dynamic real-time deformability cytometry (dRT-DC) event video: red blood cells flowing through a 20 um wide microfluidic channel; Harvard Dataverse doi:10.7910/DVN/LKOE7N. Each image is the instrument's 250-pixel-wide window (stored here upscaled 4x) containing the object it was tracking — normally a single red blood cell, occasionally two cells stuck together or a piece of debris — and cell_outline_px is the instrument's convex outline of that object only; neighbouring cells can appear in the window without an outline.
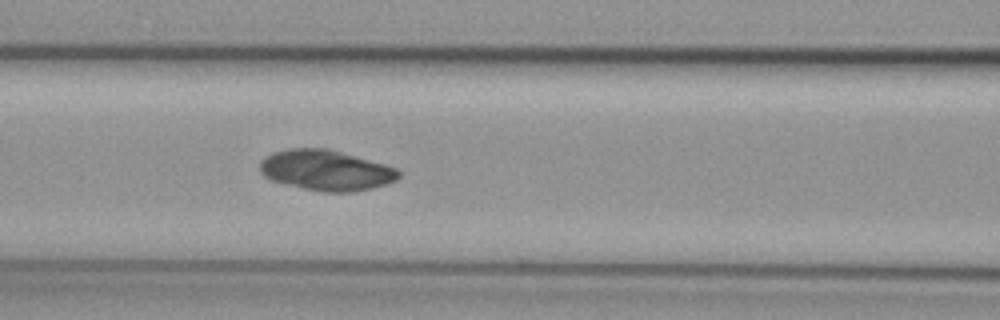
{"species": "common noctule bat (a hibernating species)", "species_latin": "Nyctalus noctula", "temperature_condition": "cold", "stored_images_in_passage": 5, "camera_frame_rate_fps": 3000, "um_per_image_px": 0.085, "animal": {"sex": "female", "body_mass_g": 29.2, "forearm_length_mm": 56.3}, "frame": {"image": 1, "passage_image": 5, "time_ms": 6.333, "image_size_px": [1000, 320], "cell_outline_px": [[400, 176], [396, 180], [388, 184], [372, 188], [352, 192], [324, 192], [304, 188], [272, 180], [264, 176], [260, 172], [260, 160], [264, 156], [272, 152], [288, 148], [328, 148], [384, 164], [396, 168], [400, 172]], "centroid_in_image_um": [27.7, 14.46], "position_along_channel_um": 138.9, "area_um2": 32.77}}